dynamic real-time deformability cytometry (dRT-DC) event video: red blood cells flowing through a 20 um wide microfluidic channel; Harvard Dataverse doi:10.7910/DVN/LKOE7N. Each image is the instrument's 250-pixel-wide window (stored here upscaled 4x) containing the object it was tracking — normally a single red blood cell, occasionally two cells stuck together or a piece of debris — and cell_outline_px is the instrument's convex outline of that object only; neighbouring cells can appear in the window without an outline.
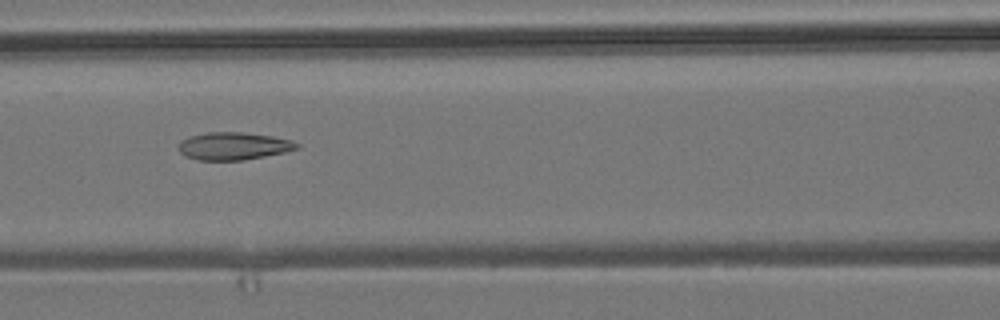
{"species": "common noctule bat (a hibernating species)", "species_latin": "Nyctalus noctula", "temperature_condition": "room temperature", "stored_images_in_passage": 4, "camera_frame_rate_fps": 3000, "um_per_image_px": 0.085, "animal": {"sex": "male", "body_mass_g": 19.2, "forearm_length_mm": 51.8}, "frame": {"image": 1, "passage_image": 4, "time_ms": 1.0, "image_size_px": [1000, 320], "cell_outline_px": [[300, 148], [284, 152], [244, 160], [200, 160], [184, 156], [180, 152], [180, 140], [192, 136], [208, 132], [240, 132], [272, 136], [292, 140], [300, 144]], "centroid_in_image_um": [19.88, 12.41], "position_along_channel_um": 146.7, "area_um2": 18.9}}